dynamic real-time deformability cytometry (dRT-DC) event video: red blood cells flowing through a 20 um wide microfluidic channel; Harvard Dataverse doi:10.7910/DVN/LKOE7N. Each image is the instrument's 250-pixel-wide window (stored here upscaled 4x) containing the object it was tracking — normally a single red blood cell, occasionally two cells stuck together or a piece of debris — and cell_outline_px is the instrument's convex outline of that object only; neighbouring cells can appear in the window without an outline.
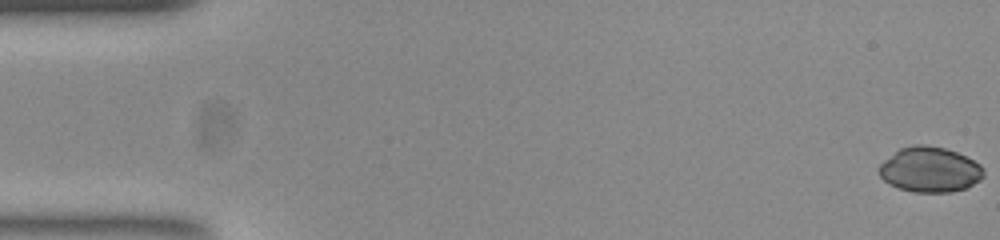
{"species": "common noctule bat (a hibernating species)", "species_latin": "Nyctalus noctula", "temperature_condition": "room temperature", "stored_images_in_passage": 54, "camera_frame_rate_fps": 3000, "um_per_image_px": 0.085, "animal": {"sex": "female", "body_mass_g": 23.0, "forearm_length_mm": 53.4}, "frame": {"image": 1, "passage_image": 1, "time_ms": 0.0, "image_size_px": [1000, 240], "cell_outline_px": [[984, 176], [980, 180], [964, 188], [952, 192], [912, 192], [900, 188], [884, 180], [880, 176], [880, 164], [884, 160], [900, 148], [916, 144], [924, 144], [944, 148], [956, 152], [980, 164], [984, 172]], "centroid_in_image_um": [79.04, 14.41], "position_along_channel_um": 6.0, "area_um2": 27.22}}
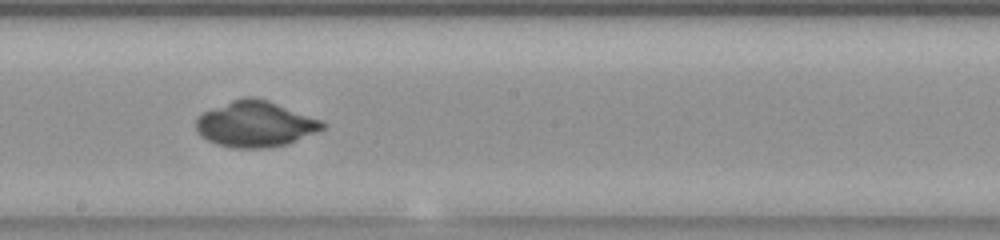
{"frame": {"image": 2, "passage_image": 30, "time_ms": 9.667, "image_size_px": [1000, 240], "cell_outline_px": [[324, 128], [316, 132], [288, 144], [264, 148], [232, 148], [216, 144], [208, 140], [196, 132], [196, 120], [204, 112], [232, 100], [244, 96], [252, 96], [268, 100], [320, 120], [324, 124]], "centroid_in_image_um": [21.67, 10.55], "position_along_channel_um": 226.5, "area_um2": 33.47}}
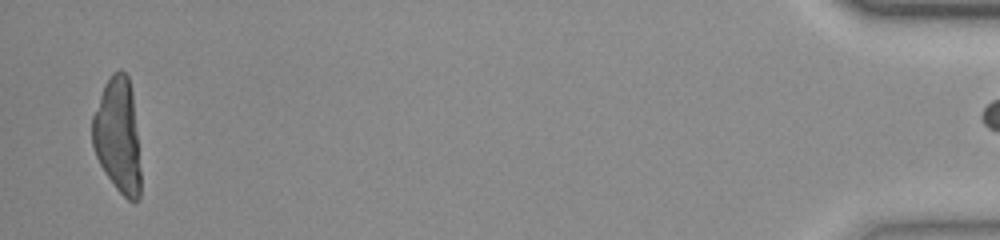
{"frame": {"image": 3, "passage_image": 53, "time_ms": 17.333, "image_size_px": [1000, 240], "cell_outline_px": [[140, 196], [136, 200], [128, 200], [116, 188], [104, 172], [96, 156], [92, 144], [92, 116], [104, 84], [112, 72], [120, 68], [128, 76], [132, 92], [140, 168]], "centroid_in_image_um": [9.99, 11.49], "position_along_channel_um": 425.2, "area_um2": 32.19}}